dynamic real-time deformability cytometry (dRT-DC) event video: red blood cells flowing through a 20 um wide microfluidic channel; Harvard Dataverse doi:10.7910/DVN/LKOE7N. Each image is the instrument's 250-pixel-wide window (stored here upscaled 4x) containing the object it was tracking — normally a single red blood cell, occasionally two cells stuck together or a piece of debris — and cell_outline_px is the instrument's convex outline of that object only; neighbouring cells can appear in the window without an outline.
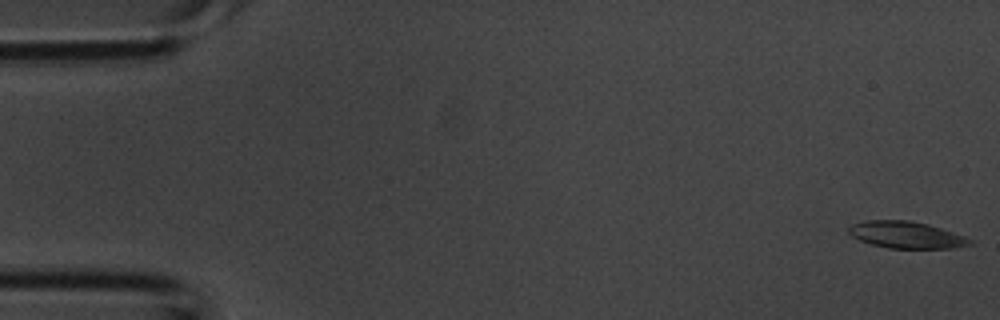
{"species": "common noctule bat (a hibernating species)", "species_latin": "Nyctalus noctula", "temperature_condition": "room temperature", "stored_images_in_passage": 4, "camera_frame_rate_fps": 3000, "um_per_image_px": 0.085, "animal": {"sex": "male", "body_mass_g": 20.1, "forearm_length_mm": 53.5}, "frame": {"image": 1, "passage_image": 1, "time_ms": 0.0, "image_size_px": [1000, 320], "cell_outline_px": [[976, 244], [952, 248], [888, 248], [872, 244], [860, 240], [852, 236], [848, 232], [848, 228], [852, 224], [864, 220], [912, 220], [928, 224], [964, 236], [972, 240]], "centroid_in_image_um": [77.04, 19.96], "position_along_channel_um": 8.0, "area_um2": 18.96}}
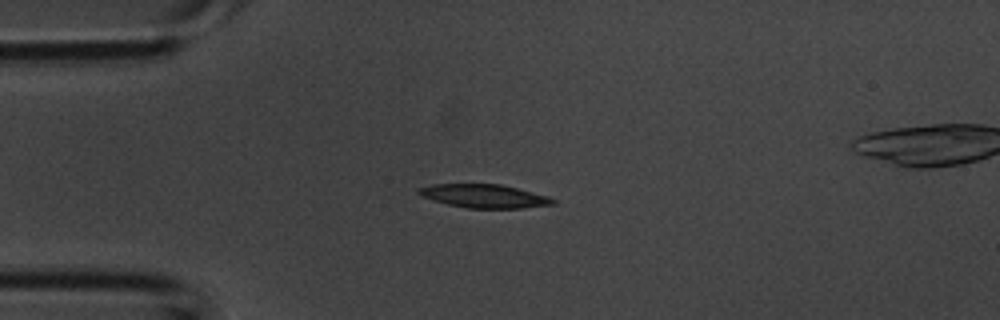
{"frame": {"image": 2, "passage_image": 3, "time_ms": 0.667, "image_size_px": [1000, 320], "cell_outline_px": [[556, 204], [520, 208], [468, 208], [448, 204], [420, 196], [416, 192], [416, 188], [432, 184], [500, 184], [548, 196], [556, 200]], "centroid_in_image_um": [41.12, 16.66], "position_along_channel_um": 43.9, "area_um2": 18.32}}